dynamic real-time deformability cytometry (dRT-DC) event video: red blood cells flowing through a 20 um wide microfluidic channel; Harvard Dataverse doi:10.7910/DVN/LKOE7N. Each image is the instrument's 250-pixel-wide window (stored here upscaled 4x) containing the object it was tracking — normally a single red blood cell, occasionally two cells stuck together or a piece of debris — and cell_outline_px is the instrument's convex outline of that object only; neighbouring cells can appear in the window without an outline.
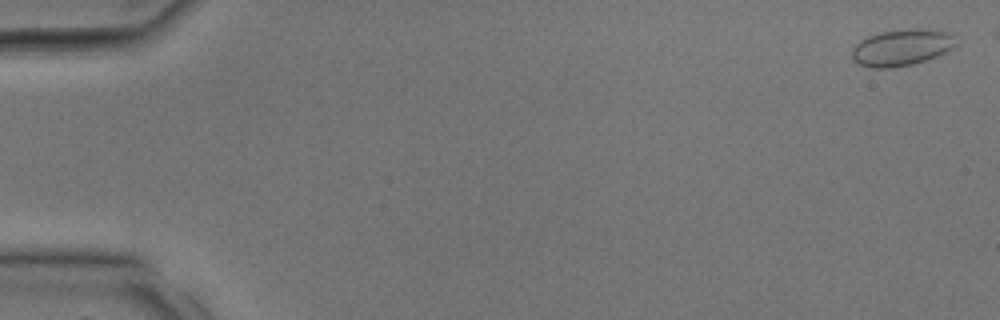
{"species": "common noctule bat (a hibernating species)", "species_latin": "Nyctalus noctula", "temperature_condition": "room temperature", "stored_images_in_passage": 30, "camera_frame_rate_fps": 3000, "um_per_image_px": 0.085, "animal": {"sex": "male", "body_mass_g": 17.9, "forearm_length_mm": 54.2}, "frame": {"image": 1, "passage_image": 1, "time_ms": 0.0, "image_size_px": [1000, 320], "cell_outline_px": [[956, 44], [952, 48], [936, 56], [912, 64], [892, 68], [872, 68], [860, 64], [852, 60], [852, 48], [860, 40], [868, 36], [880, 32], [916, 28], [928, 28], [956, 32]], "centroid_in_image_um": [76.68, 4.01], "position_along_channel_um": 8.3, "area_um2": 22.43}}
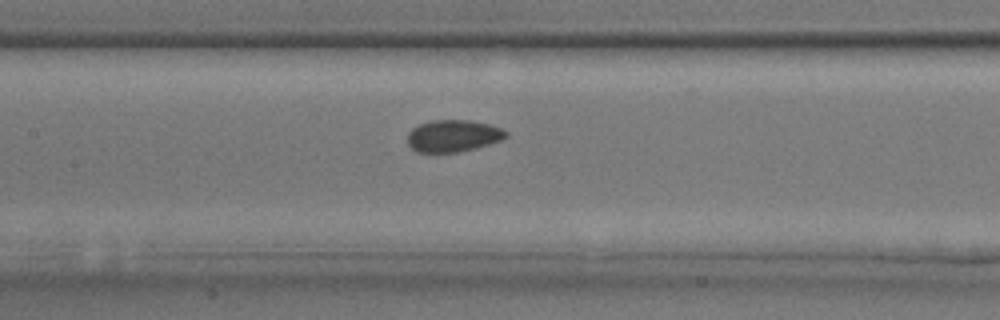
{"frame": {"image": 2, "passage_image": 16, "time_ms": 5.0, "image_size_px": [1000, 320], "cell_outline_px": [[508, 136], [500, 140], [476, 148], [456, 152], [416, 152], [408, 144], [408, 132], [412, 128], [420, 124], [432, 120], [468, 120], [488, 124], [500, 128], [508, 132]], "centroid_in_image_um": [38.5, 11.54], "position_along_channel_um": 168.9, "area_um2": 18.21}}
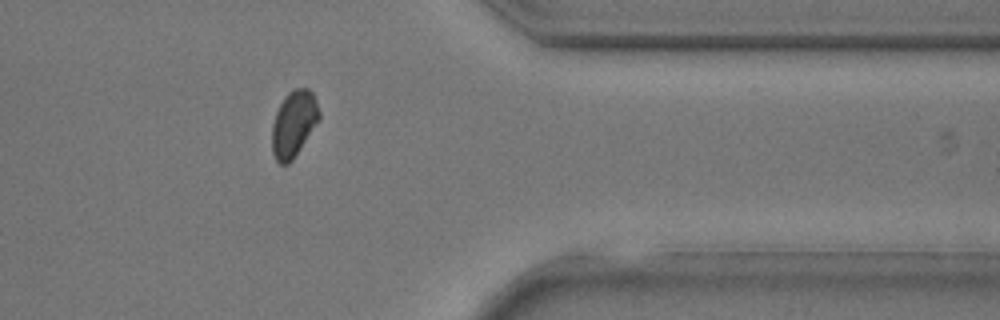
{"frame": {"image": 3, "passage_image": 27, "time_ms": 8.667, "image_size_px": [1000, 320], "cell_outline_px": [[320, 120], [292, 160], [288, 164], [280, 164], [276, 160], [272, 152], [272, 124], [276, 112], [284, 96], [292, 88], [308, 88], [312, 92], [316, 100], [320, 112]], "centroid_in_image_um": [24.97, 10.5], "position_along_channel_um": 386.4, "area_um2": 18.32}}